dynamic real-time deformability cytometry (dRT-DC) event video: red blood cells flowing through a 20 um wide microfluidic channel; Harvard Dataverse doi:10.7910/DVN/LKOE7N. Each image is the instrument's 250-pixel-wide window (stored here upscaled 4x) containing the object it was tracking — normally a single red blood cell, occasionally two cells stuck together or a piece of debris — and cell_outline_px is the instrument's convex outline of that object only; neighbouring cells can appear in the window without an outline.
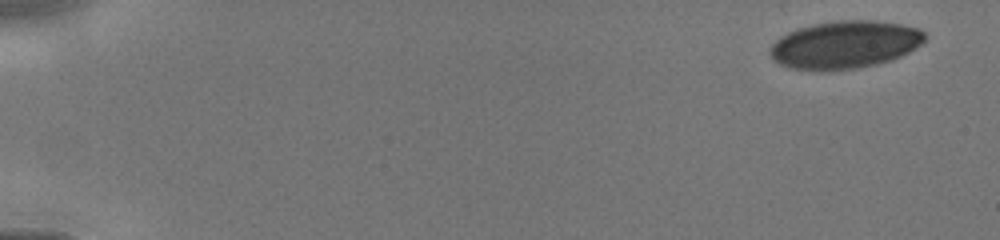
{"species": "human", "species_latin": "Homo sapiens", "temperature_condition": "cold", "stored_images_in_passage": 37, "camera_frame_rate_fps": 3000, "um_per_image_px": 0.085, "donor": {"sex": "male"}, "frame": {"image": 1, "passage_image": 1, "time_ms": 0.0, "image_size_px": [1000, 240], "cell_outline_px": [[928, 40], [916, 48], [892, 60], [876, 64], [856, 68], [792, 68], [780, 64], [768, 52], [768, 48], [780, 36], [796, 28], [812, 24], [840, 20], [876, 20], [900, 24], [920, 28], [928, 36]], "centroid_in_image_um": [71.87, 3.75], "position_along_channel_um": 13.1, "area_um2": 42.66}}
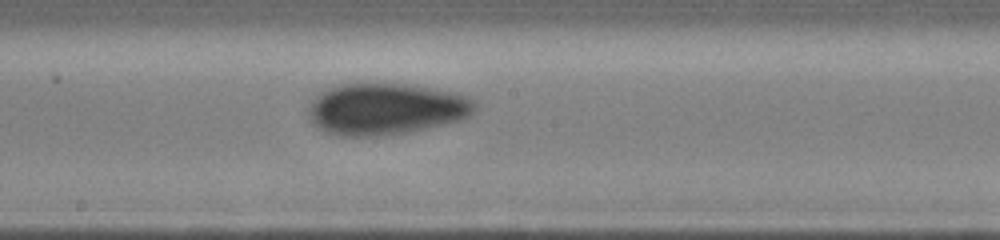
{"frame": {"image": 2, "passage_image": 19, "time_ms": 8.0, "image_size_px": [1000, 240], "cell_outline_px": [[476, 108], [468, 116], [460, 120], [408, 132], [372, 136], [340, 136], [328, 132], [320, 128], [312, 120], [308, 112], [308, 108], [312, 100], [320, 92], [328, 88], [340, 84], [356, 80], [408, 84], [436, 88], [468, 96], [476, 104]], "centroid_in_image_um": [32.78, 9.2], "position_along_channel_um": 215.4, "area_um2": 50.63}}
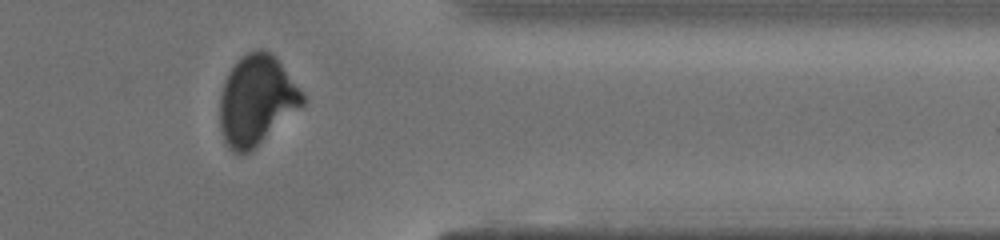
{"frame": {"image": 3, "passage_image": 31, "time_ms": 12.0, "image_size_px": [1000, 240], "cell_outline_px": [[304, 104], [248, 152], [232, 152], [224, 144], [220, 128], [220, 92], [224, 80], [228, 72], [248, 52], [260, 48], [264, 48], [276, 56], [304, 92]], "centroid_in_image_um": [21.8, 8.49], "position_along_channel_um": 389.6, "area_um2": 43.0}}